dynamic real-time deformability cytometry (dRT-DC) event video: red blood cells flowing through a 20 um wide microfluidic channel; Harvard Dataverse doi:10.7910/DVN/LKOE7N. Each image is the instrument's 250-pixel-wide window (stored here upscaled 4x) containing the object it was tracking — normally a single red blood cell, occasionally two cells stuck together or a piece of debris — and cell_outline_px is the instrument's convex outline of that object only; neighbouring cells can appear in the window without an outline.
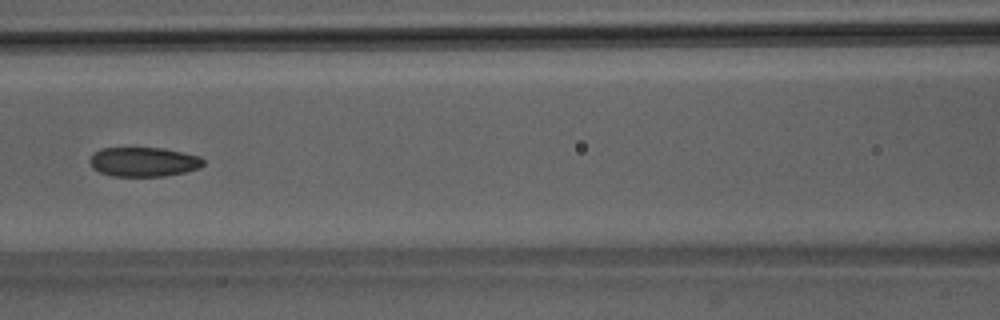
{"species": "Egyptian fruit bat (a non-hibernating species)", "species_latin": "Rousettus aegyptiacus", "temperature_condition": "room temperature", "stored_images_in_passage": 3, "camera_frame_rate_fps": 3000, "um_per_image_px": 0.085, "animal": {"sex": "male"}, "frame": {"image": 1, "passage_image": 3, "time_ms": 2.0, "image_size_px": [1000, 320], "cell_outline_px": [[204, 164], [200, 168], [184, 172], [164, 176], [112, 176], [100, 172], [92, 168], [88, 160], [100, 148], [160, 148], [200, 156], [204, 160]], "centroid_in_image_um": [12.2, 13.76], "position_along_channel_um": 154.4, "area_um2": 19.36}}